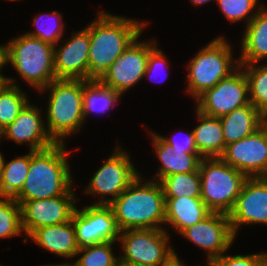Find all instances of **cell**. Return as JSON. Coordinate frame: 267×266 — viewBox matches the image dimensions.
I'll list each match as a JSON object with an SVG mask.
<instances>
[{
	"label": "cell",
	"instance_id": "cell-1",
	"mask_svg": "<svg viewBox=\"0 0 267 266\" xmlns=\"http://www.w3.org/2000/svg\"><path fill=\"white\" fill-rule=\"evenodd\" d=\"M98 12L89 25L88 81L99 80L148 23Z\"/></svg>",
	"mask_w": 267,
	"mask_h": 266
},
{
	"label": "cell",
	"instance_id": "cell-2",
	"mask_svg": "<svg viewBox=\"0 0 267 266\" xmlns=\"http://www.w3.org/2000/svg\"><path fill=\"white\" fill-rule=\"evenodd\" d=\"M141 176L108 205L112 208L120 231L139 228L164 229L165 196L161 184L149 180L141 184Z\"/></svg>",
	"mask_w": 267,
	"mask_h": 266
},
{
	"label": "cell",
	"instance_id": "cell-3",
	"mask_svg": "<svg viewBox=\"0 0 267 266\" xmlns=\"http://www.w3.org/2000/svg\"><path fill=\"white\" fill-rule=\"evenodd\" d=\"M65 143L30 151V167L15 200H36L64 195L73 184Z\"/></svg>",
	"mask_w": 267,
	"mask_h": 266
},
{
	"label": "cell",
	"instance_id": "cell-4",
	"mask_svg": "<svg viewBox=\"0 0 267 266\" xmlns=\"http://www.w3.org/2000/svg\"><path fill=\"white\" fill-rule=\"evenodd\" d=\"M49 88V89H48ZM45 89L50 91L47 104V131L56 143L80 130L83 116V80L55 79Z\"/></svg>",
	"mask_w": 267,
	"mask_h": 266
},
{
	"label": "cell",
	"instance_id": "cell-5",
	"mask_svg": "<svg viewBox=\"0 0 267 266\" xmlns=\"http://www.w3.org/2000/svg\"><path fill=\"white\" fill-rule=\"evenodd\" d=\"M201 199L211 212L229 214L248 178L220 157H203L200 161Z\"/></svg>",
	"mask_w": 267,
	"mask_h": 266
},
{
	"label": "cell",
	"instance_id": "cell-6",
	"mask_svg": "<svg viewBox=\"0 0 267 266\" xmlns=\"http://www.w3.org/2000/svg\"><path fill=\"white\" fill-rule=\"evenodd\" d=\"M9 63L37 90L56 79L54 72V46L26 33L8 42Z\"/></svg>",
	"mask_w": 267,
	"mask_h": 266
},
{
	"label": "cell",
	"instance_id": "cell-7",
	"mask_svg": "<svg viewBox=\"0 0 267 266\" xmlns=\"http://www.w3.org/2000/svg\"><path fill=\"white\" fill-rule=\"evenodd\" d=\"M231 51L232 48L227 40L224 37H218L201 48L191 59L188 66L186 91L191 93L195 100L239 67L238 60L234 66Z\"/></svg>",
	"mask_w": 267,
	"mask_h": 266
},
{
	"label": "cell",
	"instance_id": "cell-8",
	"mask_svg": "<svg viewBox=\"0 0 267 266\" xmlns=\"http://www.w3.org/2000/svg\"><path fill=\"white\" fill-rule=\"evenodd\" d=\"M164 229L139 228L120 231L123 255L119 261H129L147 266H163L174 256L168 246L169 235Z\"/></svg>",
	"mask_w": 267,
	"mask_h": 266
},
{
	"label": "cell",
	"instance_id": "cell-9",
	"mask_svg": "<svg viewBox=\"0 0 267 266\" xmlns=\"http://www.w3.org/2000/svg\"><path fill=\"white\" fill-rule=\"evenodd\" d=\"M115 149L113 154L96 171L85 190L86 194H100L103 197L95 204H109L125 191L140 174L131 162L129 154L123 151L120 146ZM106 195H111L112 198L105 199L107 198Z\"/></svg>",
	"mask_w": 267,
	"mask_h": 266
},
{
	"label": "cell",
	"instance_id": "cell-10",
	"mask_svg": "<svg viewBox=\"0 0 267 266\" xmlns=\"http://www.w3.org/2000/svg\"><path fill=\"white\" fill-rule=\"evenodd\" d=\"M197 110L213 117H221L235 109L248 105V80L239 66L228 77L221 79L213 88L197 99Z\"/></svg>",
	"mask_w": 267,
	"mask_h": 266
},
{
	"label": "cell",
	"instance_id": "cell-11",
	"mask_svg": "<svg viewBox=\"0 0 267 266\" xmlns=\"http://www.w3.org/2000/svg\"><path fill=\"white\" fill-rule=\"evenodd\" d=\"M140 35L125 49L99 81L117 92L125 93L144 78L149 53L157 42L138 41Z\"/></svg>",
	"mask_w": 267,
	"mask_h": 266
},
{
	"label": "cell",
	"instance_id": "cell-12",
	"mask_svg": "<svg viewBox=\"0 0 267 266\" xmlns=\"http://www.w3.org/2000/svg\"><path fill=\"white\" fill-rule=\"evenodd\" d=\"M21 205L22 228L29 236L35 229L68 222L76 210L72 187L61 196L36 200H16Z\"/></svg>",
	"mask_w": 267,
	"mask_h": 266
},
{
	"label": "cell",
	"instance_id": "cell-13",
	"mask_svg": "<svg viewBox=\"0 0 267 266\" xmlns=\"http://www.w3.org/2000/svg\"><path fill=\"white\" fill-rule=\"evenodd\" d=\"M71 220L79 247L118 241L120 230L108 204H92L81 210L76 207Z\"/></svg>",
	"mask_w": 267,
	"mask_h": 266
},
{
	"label": "cell",
	"instance_id": "cell-14",
	"mask_svg": "<svg viewBox=\"0 0 267 266\" xmlns=\"http://www.w3.org/2000/svg\"><path fill=\"white\" fill-rule=\"evenodd\" d=\"M180 234L207 251V265L227 252L236 237L231 228L229 214L221 212H210Z\"/></svg>",
	"mask_w": 267,
	"mask_h": 266
},
{
	"label": "cell",
	"instance_id": "cell-15",
	"mask_svg": "<svg viewBox=\"0 0 267 266\" xmlns=\"http://www.w3.org/2000/svg\"><path fill=\"white\" fill-rule=\"evenodd\" d=\"M220 158L247 177H267V134L255 133L226 145Z\"/></svg>",
	"mask_w": 267,
	"mask_h": 266
},
{
	"label": "cell",
	"instance_id": "cell-16",
	"mask_svg": "<svg viewBox=\"0 0 267 266\" xmlns=\"http://www.w3.org/2000/svg\"><path fill=\"white\" fill-rule=\"evenodd\" d=\"M233 234L241 225H267V177H248L229 213Z\"/></svg>",
	"mask_w": 267,
	"mask_h": 266
},
{
	"label": "cell",
	"instance_id": "cell-17",
	"mask_svg": "<svg viewBox=\"0 0 267 266\" xmlns=\"http://www.w3.org/2000/svg\"><path fill=\"white\" fill-rule=\"evenodd\" d=\"M90 51L89 25L73 33L64 45L54 46V72L56 79H82L88 81Z\"/></svg>",
	"mask_w": 267,
	"mask_h": 266
},
{
	"label": "cell",
	"instance_id": "cell-18",
	"mask_svg": "<svg viewBox=\"0 0 267 266\" xmlns=\"http://www.w3.org/2000/svg\"><path fill=\"white\" fill-rule=\"evenodd\" d=\"M40 110L30 102L18 114L17 118L2 130V137H6L18 144H29V151L48 148L56 142L49 135Z\"/></svg>",
	"mask_w": 267,
	"mask_h": 266
},
{
	"label": "cell",
	"instance_id": "cell-19",
	"mask_svg": "<svg viewBox=\"0 0 267 266\" xmlns=\"http://www.w3.org/2000/svg\"><path fill=\"white\" fill-rule=\"evenodd\" d=\"M28 237L42 248L62 257H75L79 246L72 220L35 229Z\"/></svg>",
	"mask_w": 267,
	"mask_h": 266
},
{
	"label": "cell",
	"instance_id": "cell-20",
	"mask_svg": "<svg viewBox=\"0 0 267 266\" xmlns=\"http://www.w3.org/2000/svg\"><path fill=\"white\" fill-rule=\"evenodd\" d=\"M210 212L201 197H165V224L172 225L179 234Z\"/></svg>",
	"mask_w": 267,
	"mask_h": 266
},
{
	"label": "cell",
	"instance_id": "cell-21",
	"mask_svg": "<svg viewBox=\"0 0 267 266\" xmlns=\"http://www.w3.org/2000/svg\"><path fill=\"white\" fill-rule=\"evenodd\" d=\"M150 134L155 153L161 162L156 179L152 180L159 182L162 178L170 175L194 172L199 169L200 161L203 158L199 153L172 152L171 145L165 143L159 134L152 133V131Z\"/></svg>",
	"mask_w": 267,
	"mask_h": 266
},
{
	"label": "cell",
	"instance_id": "cell-22",
	"mask_svg": "<svg viewBox=\"0 0 267 266\" xmlns=\"http://www.w3.org/2000/svg\"><path fill=\"white\" fill-rule=\"evenodd\" d=\"M239 64L257 63L267 58V8L262 6L246 25L241 42Z\"/></svg>",
	"mask_w": 267,
	"mask_h": 266
},
{
	"label": "cell",
	"instance_id": "cell-23",
	"mask_svg": "<svg viewBox=\"0 0 267 266\" xmlns=\"http://www.w3.org/2000/svg\"><path fill=\"white\" fill-rule=\"evenodd\" d=\"M264 116L251 104L220 117L226 145L252 135L261 128Z\"/></svg>",
	"mask_w": 267,
	"mask_h": 266
},
{
	"label": "cell",
	"instance_id": "cell-24",
	"mask_svg": "<svg viewBox=\"0 0 267 266\" xmlns=\"http://www.w3.org/2000/svg\"><path fill=\"white\" fill-rule=\"evenodd\" d=\"M196 111L201 123L192 130L198 153L202 157H220L226 148L220 117Z\"/></svg>",
	"mask_w": 267,
	"mask_h": 266
},
{
	"label": "cell",
	"instance_id": "cell-25",
	"mask_svg": "<svg viewBox=\"0 0 267 266\" xmlns=\"http://www.w3.org/2000/svg\"><path fill=\"white\" fill-rule=\"evenodd\" d=\"M121 93L103 85L99 80H83V116L105 112L117 104Z\"/></svg>",
	"mask_w": 267,
	"mask_h": 266
},
{
	"label": "cell",
	"instance_id": "cell-26",
	"mask_svg": "<svg viewBox=\"0 0 267 266\" xmlns=\"http://www.w3.org/2000/svg\"><path fill=\"white\" fill-rule=\"evenodd\" d=\"M16 79L8 78L7 83L0 90V130H4L11 124L29 103L27 94L22 92Z\"/></svg>",
	"mask_w": 267,
	"mask_h": 266
},
{
	"label": "cell",
	"instance_id": "cell-27",
	"mask_svg": "<svg viewBox=\"0 0 267 266\" xmlns=\"http://www.w3.org/2000/svg\"><path fill=\"white\" fill-rule=\"evenodd\" d=\"M30 167V152L6 163L4 160L0 197L14 198L24 186Z\"/></svg>",
	"mask_w": 267,
	"mask_h": 266
},
{
	"label": "cell",
	"instance_id": "cell-28",
	"mask_svg": "<svg viewBox=\"0 0 267 266\" xmlns=\"http://www.w3.org/2000/svg\"><path fill=\"white\" fill-rule=\"evenodd\" d=\"M248 80L249 101L263 115L267 116V65L239 64ZM246 67V68H243Z\"/></svg>",
	"mask_w": 267,
	"mask_h": 266
},
{
	"label": "cell",
	"instance_id": "cell-29",
	"mask_svg": "<svg viewBox=\"0 0 267 266\" xmlns=\"http://www.w3.org/2000/svg\"><path fill=\"white\" fill-rule=\"evenodd\" d=\"M159 183L165 197H201L199 169L164 177Z\"/></svg>",
	"mask_w": 267,
	"mask_h": 266
},
{
	"label": "cell",
	"instance_id": "cell-30",
	"mask_svg": "<svg viewBox=\"0 0 267 266\" xmlns=\"http://www.w3.org/2000/svg\"><path fill=\"white\" fill-rule=\"evenodd\" d=\"M114 242H102L93 245L80 247L76 256H82L75 263H61L52 265L70 266H118L119 256L114 257L112 245Z\"/></svg>",
	"mask_w": 267,
	"mask_h": 266
},
{
	"label": "cell",
	"instance_id": "cell-31",
	"mask_svg": "<svg viewBox=\"0 0 267 266\" xmlns=\"http://www.w3.org/2000/svg\"><path fill=\"white\" fill-rule=\"evenodd\" d=\"M21 205L14 198L0 197V238L22 234Z\"/></svg>",
	"mask_w": 267,
	"mask_h": 266
},
{
	"label": "cell",
	"instance_id": "cell-32",
	"mask_svg": "<svg viewBox=\"0 0 267 266\" xmlns=\"http://www.w3.org/2000/svg\"><path fill=\"white\" fill-rule=\"evenodd\" d=\"M50 14V22L47 19H44L47 21V23L41 20L45 16L44 13L39 14V16H36L33 20V24L34 26H37V31L27 32L26 34L32 37L39 38L42 41L55 46L59 44V40L64 35L63 30L65 29V24L63 23V21H61L63 20L61 13H58V11H52Z\"/></svg>",
	"mask_w": 267,
	"mask_h": 266
},
{
	"label": "cell",
	"instance_id": "cell-33",
	"mask_svg": "<svg viewBox=\"0 0 267 266\" xmlns=\"http://www.w3.org/2000/svg\"><path fill=\"white\" fill-rule=\"evenodd\" d=\"M220 6L221 12L230 22H237L247 19L248 23L256 16L258 10L254 9L258 4V0H216ZM252 10H255L253 12ZM252 13V14H251ZM249 15V16H248Z\"/></svg>",
	"mask_w": 267,
	"mask_h": 266
},
{
	"label": "cell",
	"instance_id": "cell-34",
	"mask_svg": "<svg viewBox=\"0 0 267 266\" xmlns=\"http://www.w3.org/2000/svg\"><path fill=\"white\" fill-rule=\"evenodd\" d=\"M213 260L209 266H267V252L250 255H224Z\"/></svg>",
	"mask_w": 267,
	"mask_h": 266
},
{
	"label": "cell",
	"instance_id": "cell-35",
	"mask_svg": "<svg viewBox=\"0 0 267 266\" xmlns=\"http://www.w3.org/2000/svg\"><path fill=\"white\" fill-rule=\"evenodd\" d=\"M159 137L167 144L171 145L172 152H180V153H198L195 140H194V133L193 130L187 134L186 138L182 139L181 142H178L173 139L172 137L166 138L162 135H159Z\"/></svg>",
	"mask_w": 267,
	"mask_h": 266
},
{
	"label": "cell",
	"instance_id": "cell-36",
	"mask_svg": "<svg viewBox=\"0 0 267 266\" xmlns=\"http://www.w3.org/2000/svg\"><path fill=\"white\" fill-rule=\"evenodd\" d=\"M167 63L168 62L165 59L163 51L156 46L148 55L146 71H145L144 77L146 75H147V77H150L149 75L155 74V72H157V70H159L161 68L163 69V67H165V66H169V65H167ZM150 79H152V78L150 77Z\"/></svg>",
	"mask_w": 267,
	"mask_h": 266
},
{
	"label": "cell",
	"instance_id": "cell-37",
	"mask_svg": "<svg viewBox=\"0 0 267 266\" xmlns=\"http://www.w3.org/2000/svg\"><path fill=\"white\" fill-rule=\"evenodd\" d=\"M9 45L8 43L6 45H0V78H6L4 75H2V69L3 66H5L7 63H9Z\"/></svg>",
	"mask_w": 267,
	"mask_h": 266
},
{
	"label": "cell",
	"instance_id": "cell-38",
	"mask_svg": "<svg viewBox=\"0 0 267 266\" xmlns=\"http://www.w3.org/2000/svg\"><path fill=\"white\" fill-rule=\"evenodd\" d=\"M185 264H182V261L179 260L177 254L174 256L167 264L163 266H184Z\"/></svg>",
	"mask_w": 267,
	"mask_h": 266
},
{
	"label": "cell",
	"instance_id": "cell-39",
	"mask_svg": "<svg viewBox=\"0 0 267 266\" xmlns=\"http://www.w3.org/2000/svg\"><path fill=\"white\" fill-rule=\"evenodd\" d=\"M118 266H147V265L133 263L129 261H118Z\"/></svg>",
	"mask_w": 267,
	"mask_h": 266
},
{
	"label": "cell",
	"instance_id": "cell-40",
	"mask_svg": "<svg viewBox=\"0 0 267 266\" xmlns=\"http://www.w3.org/2000/svg\"><path fill=\"white\" fill-rule=\"evenodd\" d=\"M3 165H4V158L3 155H1L0 153V183L2 180Z\"/></svg>",
	"mask_w": 267,
	"mask_h": 266
},
{
	"label": "cell",
	"instance_id": "cell-41",
	"mask_svg": "<svg viewBox=\"0 0 267 266\" xmlns=\"http://www.w3.org/2000/svg\"><path fill=\"white\" fill-rule=\"evenodd\" d=\"M191 2L196 6H201L204 3L211 2V0H191Z\"/></svg>",
	"mask_w": 267,
	"mask_h": 266
},
{
	"label": "cell",
	"instance_id": "cell-42",
	"mask_svg": "<svg viewBox=\"0 0 267 266\" xmlns=\"http://www.w3.org/2000/svg\"><path fill=\"white\" fill-rule=\"evenodd\" d=\"M261 127L264 129L265 133L267 134V116H264Z\"/></svg>",
	"mask_w": 267,
	"mask_h": 266
},
{
	"label": "cell",
	"instance_id": "cell-43",
	"mask_svg": "<svg viewBox=\"0 0 267 266\" xmlns=\"http://www.w3.org/2000/svg\"><path fill=\"white\" fill-rule=\"evenodd\" d=\"M7 83V78H0V90L3 88V86Z\"/></svg>",
	"mask_w": 267,
	"mask_h": 266
},
{
	"label": "cell",
	"instance_id": "cell-44",
	"mask_svg": "<svg viewBox=\"0 0 267 266\" xmlns=\"http://www.w3.org/2000/svg\"><path fill=\"white\" fill-rule=\"evenodd\" d=\"M45 266H70V265H45Z\"/></svg>",
	"mask_w": 267,
	"mask_h": 266
},
{
	"label": "cell",
	"instance_id": "cell-45",
	"mask_svg": "<svg viewBox=\"0 0 267 266\" xmlns=\"http://www.w3.org/2000/svg\"><path fill=\"white\" fill-rule=\"evenodd\" d=\"M1 138H2V131L0 130V140H1Z\"/></svg>",
	"mask_w": 267,
	"mask_h": 266
}]
</instances>
